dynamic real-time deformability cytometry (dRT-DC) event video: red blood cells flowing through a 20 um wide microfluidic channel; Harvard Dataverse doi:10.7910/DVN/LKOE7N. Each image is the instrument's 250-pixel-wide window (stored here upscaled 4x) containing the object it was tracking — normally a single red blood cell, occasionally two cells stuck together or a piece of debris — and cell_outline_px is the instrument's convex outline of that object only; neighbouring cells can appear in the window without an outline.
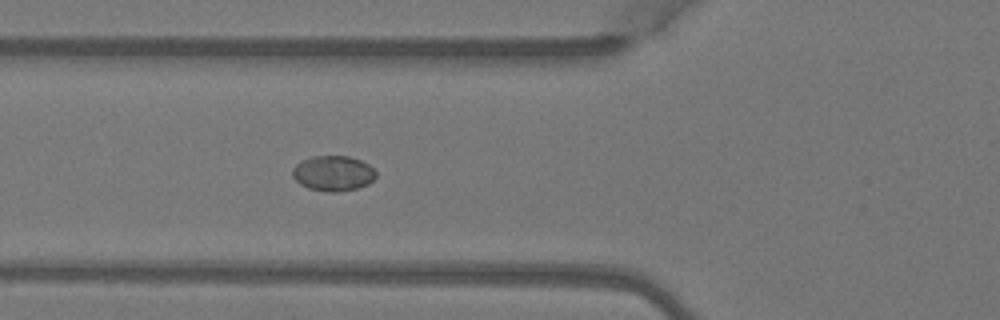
{"species": "Egyptian fruit bat (a non-hibernating species)", "species_latin": "Rousettus aegyptiacus", "temperature_condition": "warm", "stored_images_in_passage": 6, "camera_frame_rate_fps": 3000, "um_per_image_px": 0.085, "animal": {"sex": "female"}, "frame": {"image": 1, "passage_image": 5, "time_ms": 1.333, "image_size_px": [1000, 320], "cell_outline_px": [[376, 176], [368, 184], [356, 188], [336, 192], [328, 192], [308, 188], [300, 184], [292, 176], [292, 168], [300, 160], [312, 156], [348, 156], [360, 160], [368, 164], [376, 172]], "centroid_in_image_um": [28.29, 14.72], "position_along_channel_um": 97.5, "area_um2": 17.17}}